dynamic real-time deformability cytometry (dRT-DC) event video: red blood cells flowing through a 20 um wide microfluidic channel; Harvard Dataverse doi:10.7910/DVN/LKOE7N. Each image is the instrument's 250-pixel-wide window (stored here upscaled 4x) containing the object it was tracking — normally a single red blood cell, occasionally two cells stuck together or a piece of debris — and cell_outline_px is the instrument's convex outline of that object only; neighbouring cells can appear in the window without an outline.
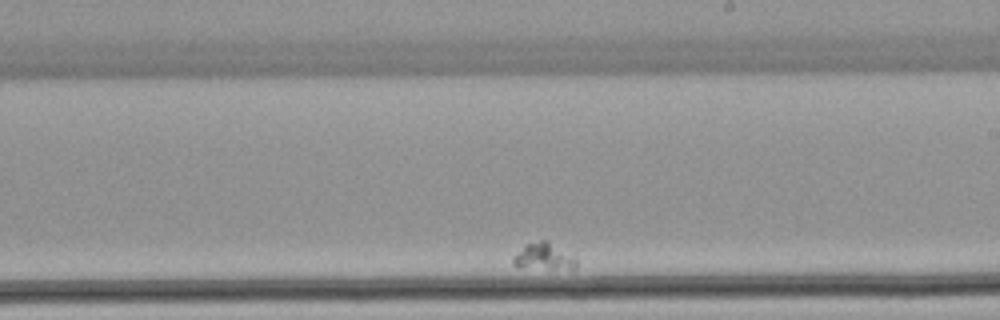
{"species": "common noctule bat (a hibernating species)", "species_latin": "Nyctalus noctula", "temperature_condition": "warm", "stored_images_in_passage": 31, "camera_frame_rate_fps": 3000, "um_per_image_px": 0.085, "animal": {"sex": "female", "body_mass_g": 22.7, "forearm_length_mm": 54.2}, "frame": {"image": 1, "passage_image": 20, "time_ms": 6.333, "image_size_px": [1000, 320], "cell_outline_px": [[576, 268], [516, 268], [512, 264], [512, 256], [524, 244], [540, 240], [544, 240], [576, 252]], "centroid_in_image_um": [46.23, 21.78], "position_along_channel_um": 242.8, "area_um2": 10.4}}
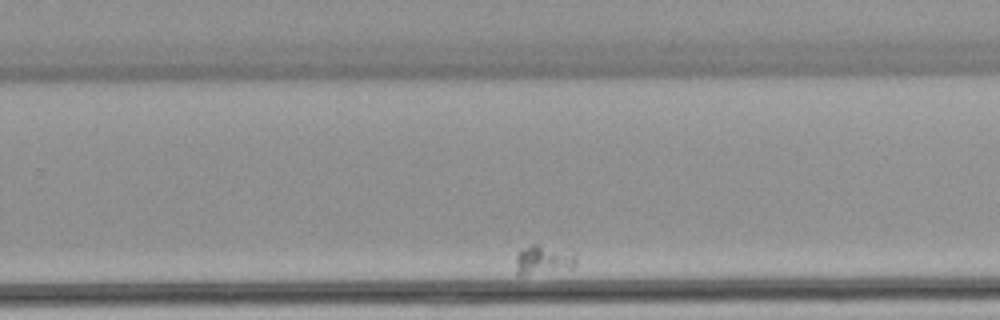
{"frame": {"image": 2, "passage_image": 24, "time_ms": 7.667, "image_size_px": [1000, 320], "cell_outline_px": [[576, 264], [572, 268], [520, 276], [516, 276], [516, 252], [520, 248], [532, 244], [540, 244], [572, 252], [576, 256]], "centroid_in_image_um": [46.13, 22.08], "position_along_channel_um": 283.7, "area_um2": 10.52}}
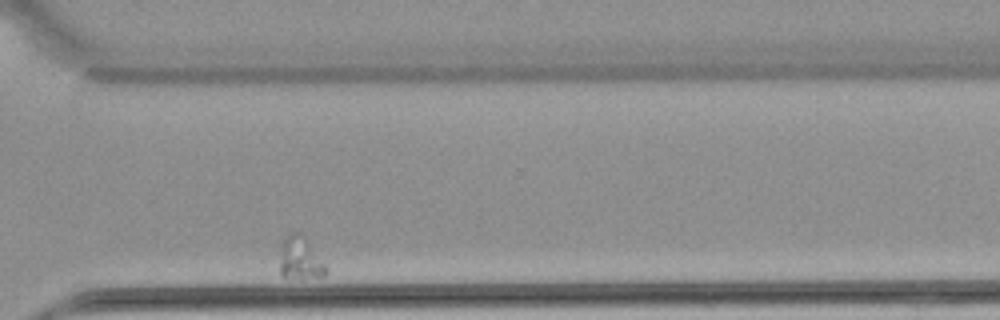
{"frame": {"image": 3, "passage_image": 30, "time_ms": 9.667, "image_size_px": [1000, 320], "cell_outline_px": [[324, 276], [304, 280], [300, 280], [280, 276], [280, 248], [284, 236], [292, 232], [300, 232], [304, 236], [324, 264]], "centroid_in_image_um": [25.45, 21.98], "position_along_channel_um": 345.2, "area_um2": 11.62}}